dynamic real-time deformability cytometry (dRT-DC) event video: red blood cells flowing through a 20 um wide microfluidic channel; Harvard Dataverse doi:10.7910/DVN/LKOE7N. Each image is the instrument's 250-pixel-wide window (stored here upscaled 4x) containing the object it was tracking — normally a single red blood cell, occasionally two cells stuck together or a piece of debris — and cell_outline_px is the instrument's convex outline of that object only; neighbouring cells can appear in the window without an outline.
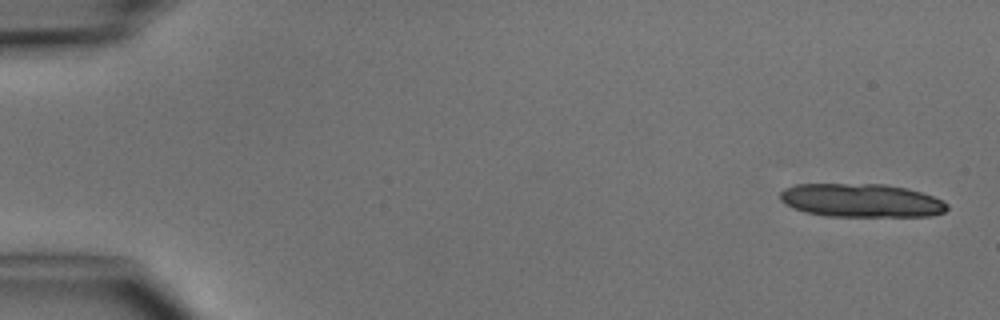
{"species": "common noctule bat (a hibernating species)", "species_latin": "Nyctalus noctula", "temperature_condition": "cold", "stored_images_in_passage": 6, "camera_frame_rate_fps": 3000, "um_per_image_px": 0.085, "animal": {"sex": "male", "body_mass_g": 15.6}, "frame": {"image": 1, "passage_image": 1, "time_ms": 0.0, "image_size_px": [1000, 320], "cell_outline_px": [[948, 208], [944, 212], [932, 216], [828, 216], [804, 212], [792, 208], [784, 204], [780, 200], [780, 192], [784, 188], [796, 184], [884, 184], [908, 188], [944, 200], [948, 204]], "centroid_in_image_um": [73.19, 17.04], "position_along_channel_um": 11.8, "area_um2": 32.83}}